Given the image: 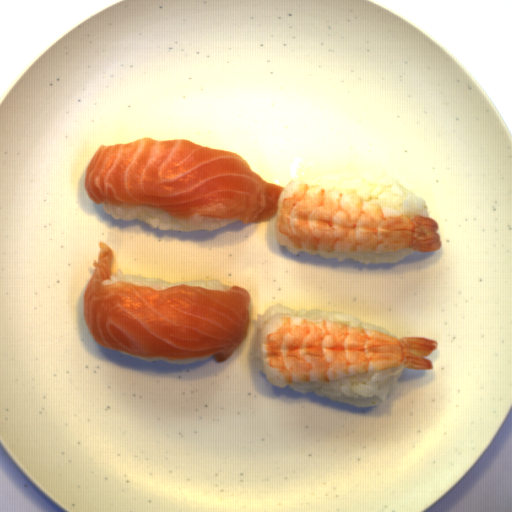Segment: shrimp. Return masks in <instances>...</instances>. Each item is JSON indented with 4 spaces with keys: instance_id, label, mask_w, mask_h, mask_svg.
Masks as SVG:
<instances>
[{
    "instance_id": "obj_2",
    "label": "shrimp",
    "mask_w": 512,
    "mask_h": 512,
    "mask_svg": "<svg viewBox=\"0 0 512 512\" xmlns=\"http://www.w3.org/2000/svg\"><path fill=\"white\" fill-rule=\"evenodd\" d=\"M278 195L274 240L322 252L437 251L439 224L365 200L357 190L291 180Z\"/></svg>"
},
{
    "instance_id": "obj_1",
    "label": "shrimp",
    "mask_w": 512,
    "mask_h": 512,
    "mask_svg": "<svg viewBox=\"0 0 512 512\" xmlns=\"http://www.w3.org/2000/svg\"><path fill=\"white\" fill-rule=\"evenodd\" d=\"M437 347L436 340L396 338L377 329L290 312H276L260 330L264 376L291 384L334 382L401 364L412 370H433L434 362L425 357Z\"/></svg>"
}]
</instances>
